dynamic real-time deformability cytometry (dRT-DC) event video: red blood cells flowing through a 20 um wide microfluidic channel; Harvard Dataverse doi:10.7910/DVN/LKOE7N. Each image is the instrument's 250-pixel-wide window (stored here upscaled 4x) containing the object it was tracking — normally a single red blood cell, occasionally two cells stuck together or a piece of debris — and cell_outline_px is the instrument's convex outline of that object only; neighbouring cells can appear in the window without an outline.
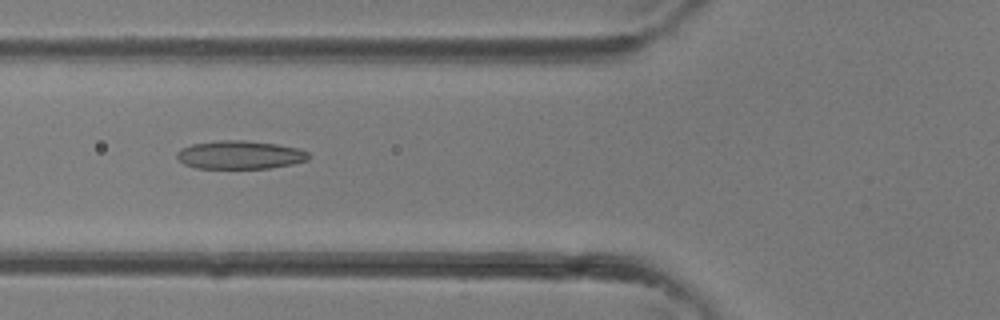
{"species": "common noctule bat (a hibernating species)", "species_latin": "Nyctalus noctula", "temperature_condition": "room temperature", "stored_images_in_passage": 37, "camera_frame_rate_fps": 3000, "um_per_image_px": 0.085, "animal": {"sex": "female"}, "frame": {"image": 1, "passage_image": 14, "time_ms": 4.333, "image_size_px": [1000, 320], "cell_outline_px": [[312, 156], [308, 160], [292, 164], [268, 168], [196, 168], [184, 164], [176, 156], [176, 152], [180, 148], [192, 144], [220, 140], [244, 140], [276, 144], [300, 148], [308, 152]], "centroid_in_image_um": [20.41, 13.16], "position_along_channel_um": 105.4, "area_um2": 21.85}}
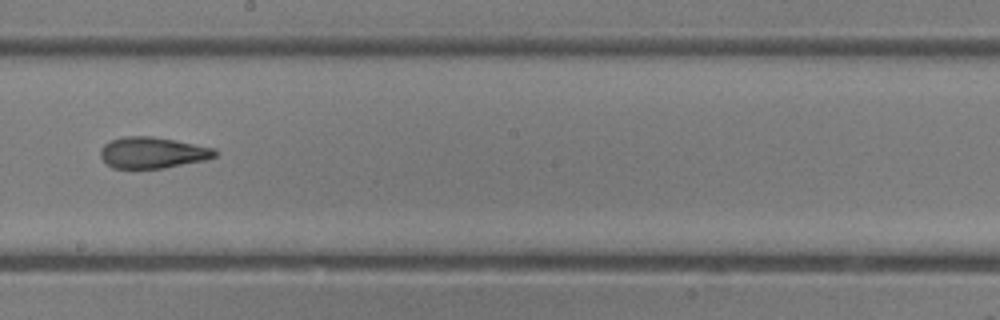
{"frame": {"image": 2, "passage_image": 21, "time_ms": 6.667, "image_size_px": [1000, 320], "cell_outline_px": [[216, 156], [204, 160], [164, 168], [112, 168], [100, 156], [100, 148], [104, 144], [112, 140], [124, 136], [152, 136], [216, 148]], "centroid_in_image_um": [12.95, 12.97], "position_along_channel_um": 235.2, "area_um2": 20.69}}
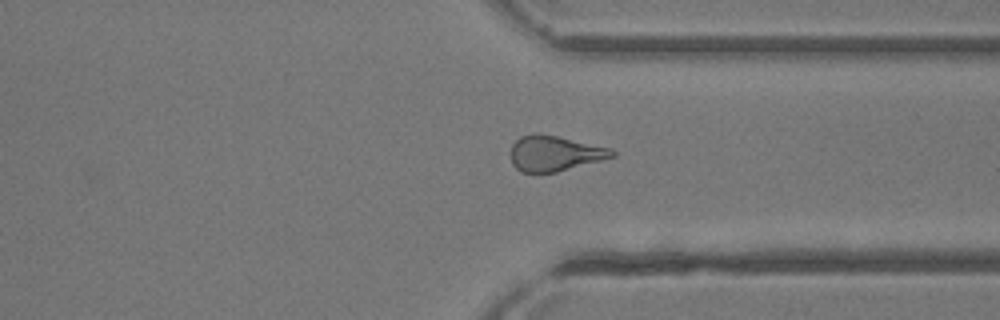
{"frame": {"image": 3, "passage_image": 28, "time_ms": 9.0, "image_size_px": [1000, 320], "cell_outline_px": [[616, 156], [556, 172], [520, 172], [512, 164], [512, 144], [520, 136], [532, 132], [536, 132], [556, 136], [612, 148], [616, 152]], "centroid_in_image_um": [47.14, 13.02], "position_along_channel_um": 364.3, "area_um2": 20.87}}